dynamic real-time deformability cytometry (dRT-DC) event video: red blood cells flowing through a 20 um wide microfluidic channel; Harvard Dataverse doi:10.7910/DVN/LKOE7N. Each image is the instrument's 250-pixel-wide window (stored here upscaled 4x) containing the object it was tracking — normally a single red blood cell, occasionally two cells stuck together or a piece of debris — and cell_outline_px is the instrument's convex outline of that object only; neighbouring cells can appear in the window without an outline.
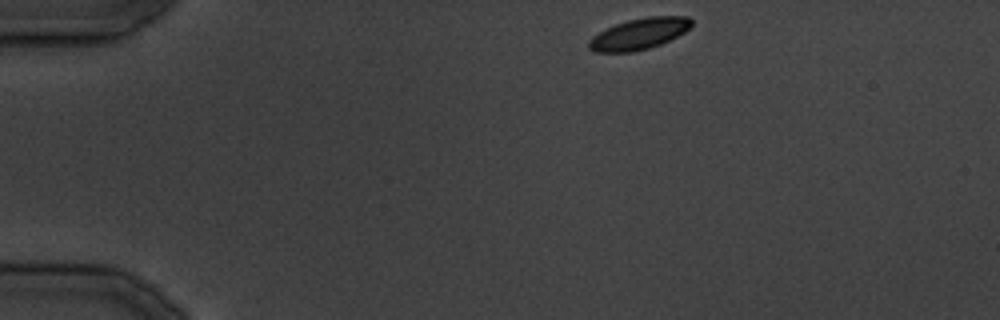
{"species": "common noctule bat (a hibernating species)", "species_latin": "Nyctalus noctula", "temperature_condition": "cold", "stored_images_in_passage": 8, "camera_frame_rate_fps": 3000, "um_per_image_px": 0.085, "animal": {"sex": "male", "body_mass_g": 19.5, "forearm_length_mm": 54.6}, "frame": {"image": 1, "passage_image": 1, "time_ms": 0.0, "image_size_px": [1000, 320], "cell_outline_px": [[692, 24], [684, 32], [660, 44], [648, 48], [632, 52], [596, 52], [588, 48], [588, 40], [592, 36], [616, 24], [628, 20], [648, 16], [688, 16], [692, 20]], "centroid_in_image_um": [54.31, 2.87], "position_along_channel_um": 30.7, "area_um2": 18.44}}
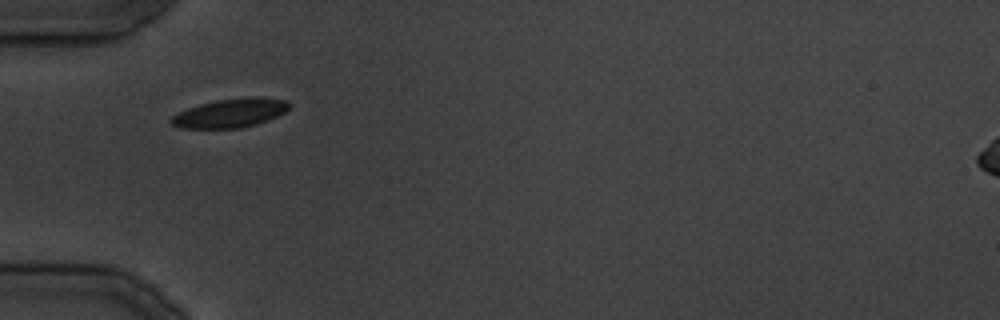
{"frame": {"image": 2, "passage_image": 6, "time_ms": 6.333, "image_size_px": [1000, 320], "cell_outline_px": [[292, 104], [284, 112], [268, 120], [256, 124], [240, 128], [180, 128], [172, 124], [168, 120], [172, 116], [188, 108], [200, 104], [216, 100], [252, 96], [260, 96], [288, 100]], "centroid_in_image_um": [19.61, 9.59], "position_along_channel_um": 65.4, "area_um2": 19.94}}